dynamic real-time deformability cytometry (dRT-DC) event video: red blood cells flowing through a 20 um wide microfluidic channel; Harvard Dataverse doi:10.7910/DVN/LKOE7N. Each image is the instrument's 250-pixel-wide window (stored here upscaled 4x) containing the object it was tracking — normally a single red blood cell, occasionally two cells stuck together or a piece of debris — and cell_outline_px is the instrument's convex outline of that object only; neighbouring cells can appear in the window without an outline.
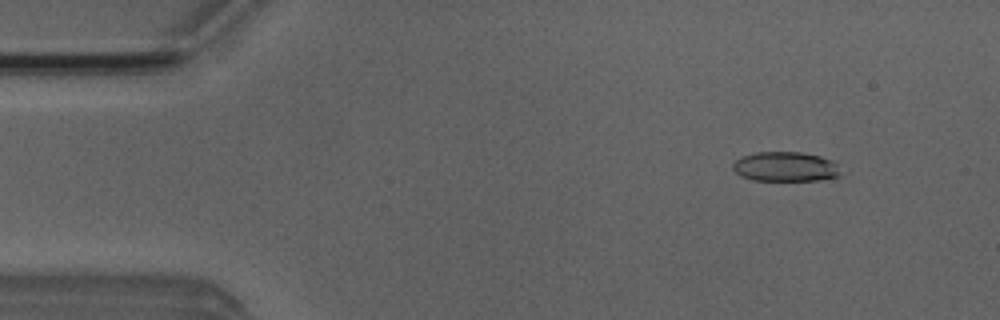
{"species": "Egyptian fruit bat (a non-hibernating species)", "species_latin": "Rousettus aegyptiacus", "temperature_condition": "room temperature", "stored_images_in_passage": 2, "camera_frame_rate_fps": 3000, "um_per_image_px": 0.085, "animal": {"sex": "male"}, "frame": {"image": 1, "passage_image": 2, "time_ms": 2.0, "image_size_px": [1000, 320], "cell_outline_px": [[840, 176], [820, 180], [752, 180], [740, 176], [732, 168], [732, 164], [740, 156], [756, 152], [800, 152], [820, 156], [832, 160], [836, 164], [840, 172]], "centroid_in_image_um": [66.73, 14.16], "position_along_channel_um": 18.3, "area_um2": 18.67}}